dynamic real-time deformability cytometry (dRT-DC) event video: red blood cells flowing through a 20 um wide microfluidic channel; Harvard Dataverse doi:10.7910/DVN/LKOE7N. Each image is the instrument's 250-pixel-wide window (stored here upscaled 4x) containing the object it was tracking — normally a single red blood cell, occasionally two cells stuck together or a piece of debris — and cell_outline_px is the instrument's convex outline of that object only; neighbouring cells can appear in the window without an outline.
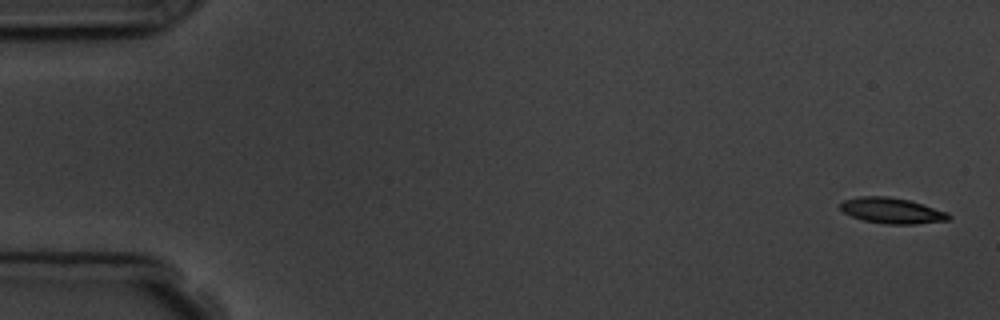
{"species": "common noctule bat (a hibernating species)", "species_latin": "Nyctalus noctula", "temperature_condition": "room temperature", "stored_images_in_passage": 6, "segment_of_instrument_passage": [2, 2], "camera_frame_rate_fps": 3000, "um_per_image_px": 0.085, "animal": {"sex": "male", "body_mass_g": 19.5, "forearm_length_mm": 54.6}, "frame": {"image": 1, "passage_image": 6, "time_ms": 6.0, "image_size_px": [1000, 320], "cell_outline_px": [[952, 216], [948, 220], [916, 224], [884, 224], [864, 220], [852, 216], [844, 212], [840, 208], [840, 204], [844, 200], [860, 196], [888, 196], [908, 200], [948, 212]], "centroid_in_image_um": [75.82, 17.9], "position_along_channel_um": 9.2, "area_um2": 16.13}}